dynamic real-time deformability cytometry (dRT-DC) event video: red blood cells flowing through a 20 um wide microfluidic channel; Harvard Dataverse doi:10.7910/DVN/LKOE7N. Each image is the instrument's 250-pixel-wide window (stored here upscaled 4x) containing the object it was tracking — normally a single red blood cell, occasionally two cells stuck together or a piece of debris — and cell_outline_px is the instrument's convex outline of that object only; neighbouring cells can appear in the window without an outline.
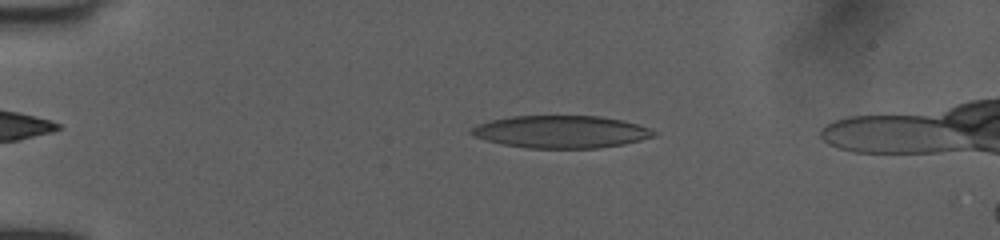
{"species": "human", "species_latin": "Homo sapiens", "temperature_condition": "room temperature", "stored_images_in_passage": 43, "camera_frame_rate_fps": 3000, "um_per_image_px": 0.085, "donor": {"sex": "female"}, "frame": {"image": 1, "passage_image": 11, "time_ms": 3.333, "image_size_px": [1000, 240], "cell_outline_px": [[660, 132], [656, 136], [624, 144], [596, 148], [528, 148], [504, 144], [472, 136], [468, 132], [468, 128], [476, 124], [488, 120], [512, 116], [600, 116], [620, 120], [636, 124]], "centroid_in_image_um": [47.65, 11.2], "position_along_channel_um": 37.4, "area_um2": 34.62}}
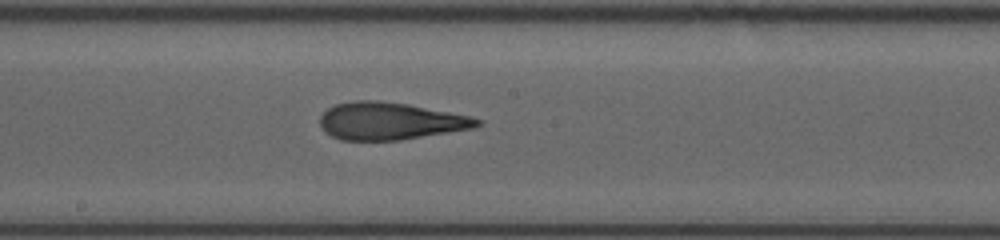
{"frame": {"image": 2, "passage_image": 28, "time_ms": 9.0, "image_size_px": [1000, 240], "cell_outline_px": [[484, 120], [480, 124], [472, 128], [400, 140], [340, 140], [324, 132], [320, 128], [320, 116], [328, 108], [336, 104], [356, 100], [376, 100], [408, 104], [468, 116]], "centroid_in_image_um": [33.1, 10.29], "position_along_channel_um": 215.1, "area_um2": 33.99}}
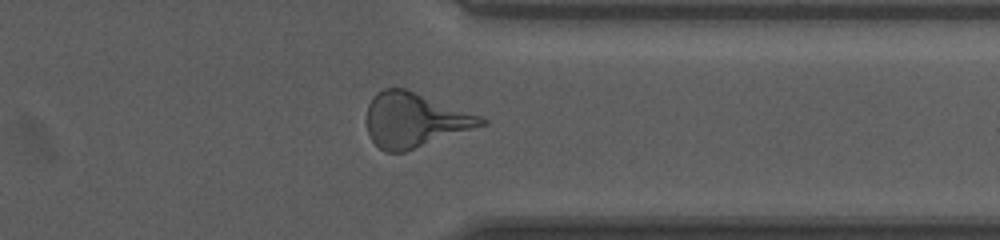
{"frame": {"image": 3, "passage_image": 40, "time_ms": 13.0, "image_size_px": [1000, 240], "cell_outline_px": [[488, 124], [404, 152], [384, 152], [372, 140], [368, 132], [368, 104], [372, 96], [376, 92], [384, 88], [408, 88], [480, 116], [488, 120]], "centroid_in_image_um": [35.25, 10.19], "position_along_channel_um": 376.2, "area_um2": 36.36}, "authors_computed_cell_mechanics": {"area_um2": 34.2176, "velocity_mm_per_s": 4.072, "shape_relaxation_time_tau1_ms": 10.144, "shape_relaxation_time_tau2_ms": 1.7338, "deformation_change_tau1": 0.3145, "deformation_change_tau2": 0.118}}